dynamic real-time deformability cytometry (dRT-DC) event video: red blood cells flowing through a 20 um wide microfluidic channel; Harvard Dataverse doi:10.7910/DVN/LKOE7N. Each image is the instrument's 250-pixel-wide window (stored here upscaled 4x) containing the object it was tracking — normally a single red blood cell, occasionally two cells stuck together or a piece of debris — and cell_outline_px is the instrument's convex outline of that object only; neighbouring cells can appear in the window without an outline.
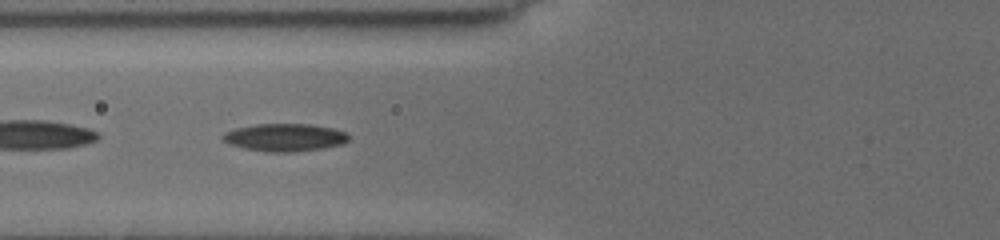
{"species": "common noctule bat (a hibernating species)", "species_latin": "Nyctalus noctula", "temperature_condition": "cold", "stored_images_in_passage": 7, "camera_frame_rate_fps": 3000, "um_per_image_px": 0.085, "animal": {"sex": "female", "body_mass_g": 19.5, "forearm_length_mm": 54.1}, "frame": {"image": 1, "passage_image": 6, "time_ms": 4.333, "image_size_px": [1000, 240], "cell_outline_px": [[348, 140], [344, 144], [324, 148], [292, 152], [264, 152], [244, 148], [232, 144], [224, 140], [220, 136], [224, 132], [236, 128], [256, 124], [312, 124], [332, 128], [344, 132], [348, 136]], "centroid_in_image_um": [24.21, 11.68], "position_along_channel_um": 101.6, "area_um2": 20.29}}
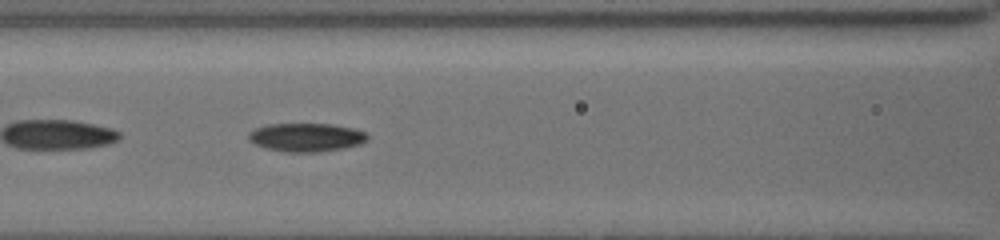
{"frame": {"image": 2, "passage_image": 7, "time_ms": 5.333, "image_size_px": [1000, 240], "cell_outline_px": [[368, 140], [360, 144], [344, 148], [320, 152], [284, 152], [264, 148], [248, 140], [248, 132], [252, 128], [268, 124], [332, 124], [352, 128], [364, 132], [368, 136]], "centroid_in_image_um": [25.99, 11.67], "position_along_channel_um": 140.6, "area_um2": 19.94}}